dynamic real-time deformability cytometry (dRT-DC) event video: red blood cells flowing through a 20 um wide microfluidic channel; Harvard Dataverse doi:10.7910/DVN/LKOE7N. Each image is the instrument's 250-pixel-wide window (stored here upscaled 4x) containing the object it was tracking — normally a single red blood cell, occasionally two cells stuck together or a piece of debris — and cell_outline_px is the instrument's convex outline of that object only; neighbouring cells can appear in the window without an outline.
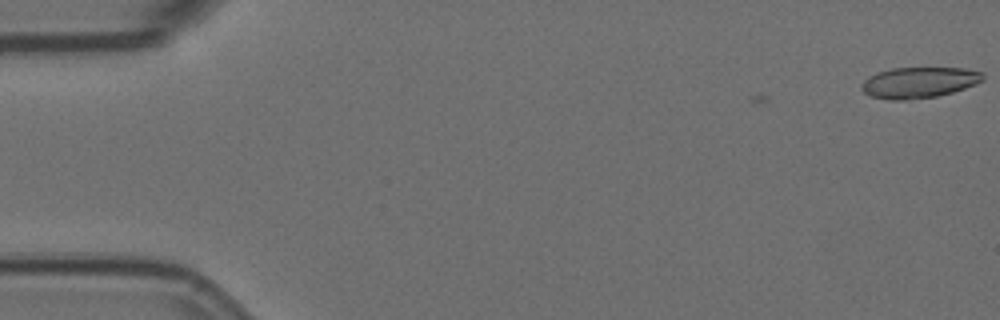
{"species": "Egyptian fruit bat (a non-hibernating species)", "species_latin": "Rousettus aegyptiacus", "temperature_condition": "room temperature", "stored_images_in_passage": 2, "camera_frame_rate_fps": 3000, "um_per_image_px": 0.085, "animal": {"sex": "female"}, "frame": {"image": 1, "passage_image": 2, "time_ms": 0.333, "image_size_px": [1000, 320], "cell_outline_px": [[984, 80], [976, 84], [952, 92], [936, 96], [908, 100], [888, 100], [872, 96], [864, 92], [860, 88], [860, 84], [868, 76], [876, 72], [892, 68], [964, 68], [984, 72]], "centroid_in_image_um": [78.1, 7.01], "position_along_channel_um": 6.9, "area_um2": 22.02}}